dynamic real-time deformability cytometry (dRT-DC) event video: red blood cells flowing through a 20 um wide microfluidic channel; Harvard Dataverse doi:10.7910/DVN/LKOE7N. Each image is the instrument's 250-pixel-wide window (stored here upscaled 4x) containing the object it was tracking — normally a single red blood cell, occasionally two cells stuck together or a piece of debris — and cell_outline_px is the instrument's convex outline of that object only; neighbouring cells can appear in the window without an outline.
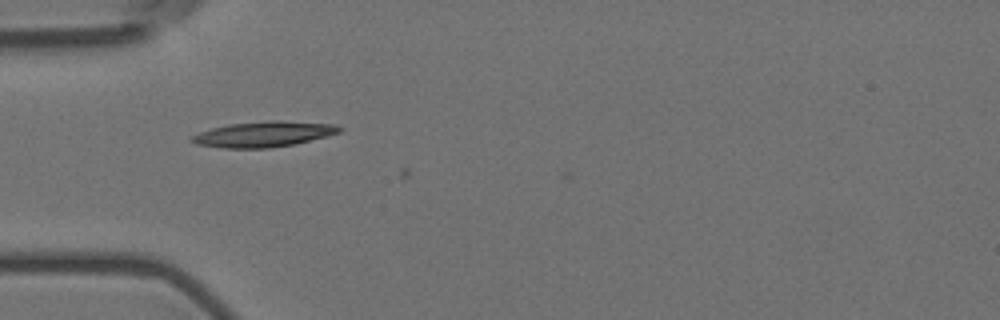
{"species": "Egyptian fruit bat (a non-hibernating species)", "species_latin": "Rousettus aegyptiacus", "temperature_condition": "room temperature", "stored_images_in_passage": 26, "camera_frame_rate_fps": 3000, "um_per_image_px": 0.085, "animal": {"sex": "female"}, "frame": {"image": 1, "passage_image": 2, "time_ms": 0.333, "image_size_px": [1000, 320], "cell_outline_px": [[344, 128], [340, 132], [292, 144], [268, 148], [220, 148], [196, 144], [188, 140], [188, 136], [212, 128], [228, 124], [272, 120], [276, 120], [336, 124]], "centroid_in_image_um": [22.34, 11.4], "position_along_channel_um": 62.7, "area_um2": 21.91}}